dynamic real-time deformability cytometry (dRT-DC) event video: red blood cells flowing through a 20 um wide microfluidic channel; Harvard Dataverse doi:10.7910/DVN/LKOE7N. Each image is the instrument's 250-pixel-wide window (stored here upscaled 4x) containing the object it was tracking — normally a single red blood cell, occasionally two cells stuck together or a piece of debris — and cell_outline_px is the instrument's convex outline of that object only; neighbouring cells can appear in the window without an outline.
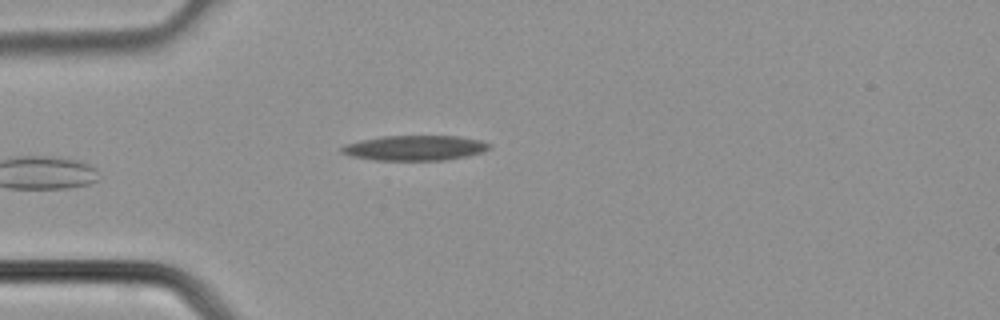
{"species": "common noctule bat (a hibernating species)", "species_latin": "Nyctalus noctula", "temperature_condition": "cold", "stored_images_in_passage": 32, "camera_frame_rate_fps": 3000, "um_per_image_px": 0.085, "animal": {"sex": "male", "body_mass_g": 21.5, "forearm_length_mm": 52.0}, "frame": {"image": 1, "passage_image": 2, "time_ms": 0.333, "image_size_px": [1000, 320], "cell_outline_px": [[492, 148], [484, 152], [468, 156], [444, 160], [372, 160], [348, 156], [340, 152], [340, 148], [344, 144], [360, 140], [380, 136], [460, 136], [480, 140], [492, 144]], "centroid_in_image_um": [35.26, 12.57], "position_along_channel_um": 49.7, "area_um2": 21.96}}
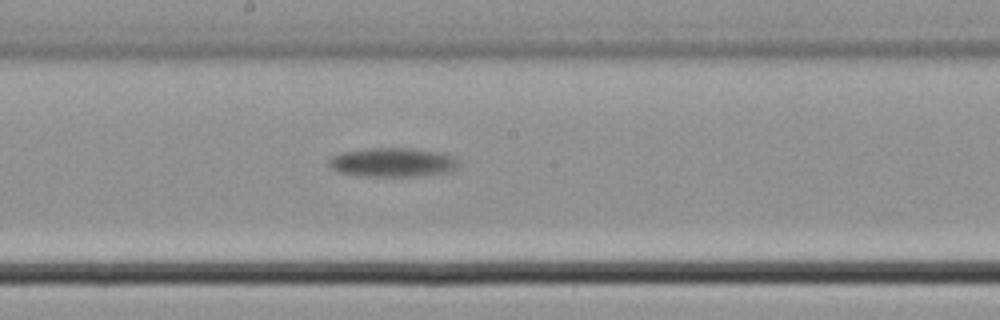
{"frame": {"image": 2, "passage_image": 13, "time_ms": 4.0, "image_size_px": [1000, 320], "cell_outline_px": [[460, 164], [452, 172], [424, 176], [368, 176], [340, 172], [332, 168], [328, 164], [328, 160], [332, 156], [344, 152], [368, 148], [412, 148], [444, 152], [456, 156], [460, 160]], "centroid_in_image_um": [33.51, 13.79], "position_along_channel_um": 214.7, "area_um2": 22.37}}
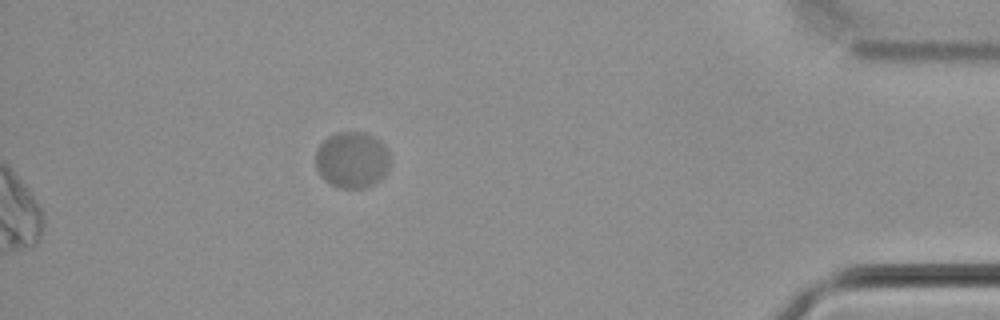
{"frame": {"image": 3, "passage_image": 28, "time_ms": 9.0, "image_size_px": [1000, 320], "cell_outline_px": [[388, 168], [384, 176], [376, 184], [364, 188], [336, 188], [324, 180], [320, 176], [316, 168], [316, 148], [328, 136], [336, 132], [364, 132], [372, 136], [388, 152]], "centroid_in_image_um": [29.87, 13.62], "position_along_channel_um": 405.3, "area_um2": 24.45}}